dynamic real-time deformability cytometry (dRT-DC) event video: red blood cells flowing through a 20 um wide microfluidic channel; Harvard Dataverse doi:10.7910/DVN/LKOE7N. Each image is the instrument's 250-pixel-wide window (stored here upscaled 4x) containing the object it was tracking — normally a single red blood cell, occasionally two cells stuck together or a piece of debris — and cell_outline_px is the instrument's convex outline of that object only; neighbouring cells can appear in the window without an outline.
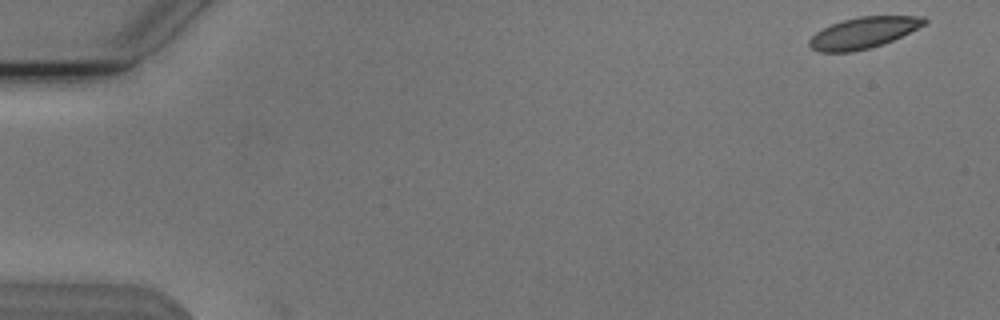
{"species": "Egyptian fruit bat (a non-hibernating species)", "species_latin": "Rousettus aegyptiacus", "temperature_condition": "cold", "stored_images_in_passage": 2, "camera_frame_rate_fps": 3000, "um_per_image_px": 0.085, "animal": {"sex": "male"}, "frame": {"image": 1, "passage_image": 1, "time_ms": 0.0, "image_size_px": [1000, 320], "cell_outline_px": [[928, 20], [924, 24], [892, 40], [868, 48], [852, 52], [820, 52], [812, 48], [808, 44], [808, 40], [816, 32], [832, 24], [844, 20], [860, 16], [924, 16]], "centroid_in_image_um": [73.35, 2.78], "position_along_channel_um": 11.6, "area_um2": 20.46}}